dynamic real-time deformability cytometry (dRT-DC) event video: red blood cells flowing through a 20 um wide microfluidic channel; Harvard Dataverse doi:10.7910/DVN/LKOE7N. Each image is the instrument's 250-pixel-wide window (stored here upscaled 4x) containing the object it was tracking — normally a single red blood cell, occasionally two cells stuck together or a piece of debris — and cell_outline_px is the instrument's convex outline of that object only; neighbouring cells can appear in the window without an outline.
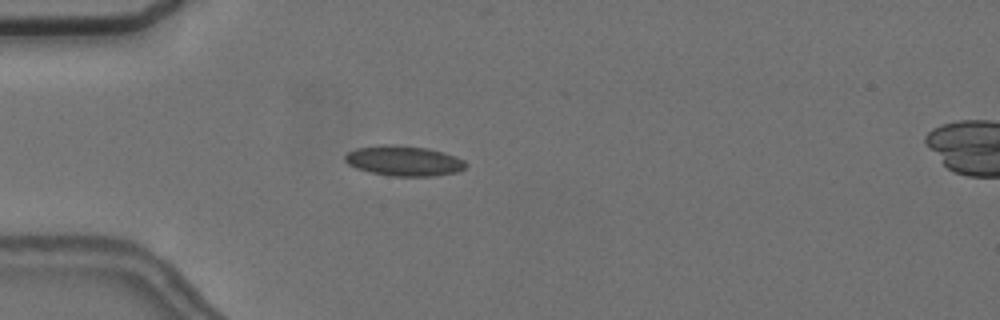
{"species": "common noctule bat (a hibernating species)", "species_latin": "Nyctalus noctula", "temperature_condition": "cold", "stored_images_in_passage": 6, "camera_frame_rate_fps": 3000, "um_per_image_px": 0.085, "animal": {"sex": "female", "body_mass_g": 24.6, "forearm_length_mm": 56.2}, "frame": {"image": 1, "passage_image": 5, "time_ms": 4.667, "image_size_px": [1000, 320], "cell_outline_px": [[468, 164], [464, 168], [456, 172], [432, 176], [392, 176], [372, 172], [356, 168], [348, 164], [344, 160], [344, 156], [348, 152], [356, 148], [380, 144], [392, 144], [428, 148], [444, 152], [456, 156], [464, 160]], "centroid_in_image_um": [34.32, 13.65], "position_along_channel_um": 50.7, "area_um2": 21.33}}